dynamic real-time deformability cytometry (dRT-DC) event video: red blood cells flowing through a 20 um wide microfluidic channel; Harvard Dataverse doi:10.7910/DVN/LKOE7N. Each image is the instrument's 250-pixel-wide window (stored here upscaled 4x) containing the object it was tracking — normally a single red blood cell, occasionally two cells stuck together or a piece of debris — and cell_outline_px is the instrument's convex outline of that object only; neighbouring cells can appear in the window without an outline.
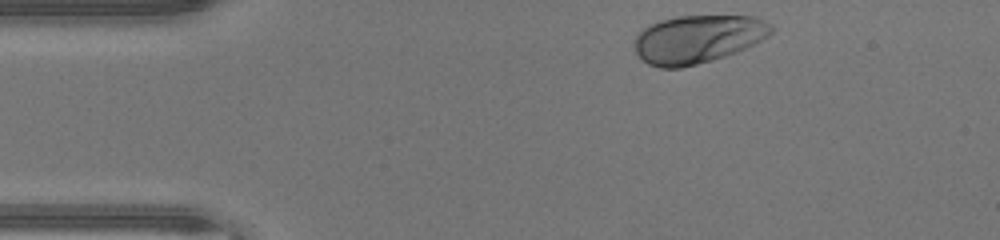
{"species": "human", "species_latin": "Homo sapiens", "temperature_condition": "warm", "stored_images_in_passage": 32, "camera_frame_rate_fps": 3000, "um_per_image_px": 0.085, "donor": {"sex": "male"}, "frame": {"image": 1, "passage_image": 1, "time_ms": 0.0, "image_size_px": [1000, 240], "cell_outline_px": [[776, 28], [768, 36], [736, 52], [712, 60], [680, 68], [660, 68], [648, 64], [636, 52], [636, 36], [644, 28], [660, 20], [676, 16], [756, 16], [772, 24]], "centroid_in_image_um": [59.34, 3.31], "position_along_channel_um": 25.7, "area_um2": 38.09}}
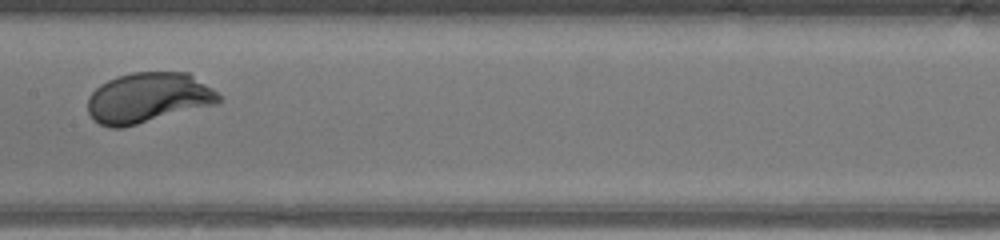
{"frame": {"image": 2, "passage_image": 17, "time_ms": 5.333, "image_size_px": [1000, 240], "cell_outline_px": [[220, 100], [216, 104], [120, 128], [112, 128], [100, 124], [88, 112], [88, 96], [100, 84], [116, 76], [132, 72], [188, 72], [212, 88], [220, 96]], "centroid_in_image_um": [12.57, 8.29], "position_along_channel_um": 194.8, "area_um2": 38.03}}
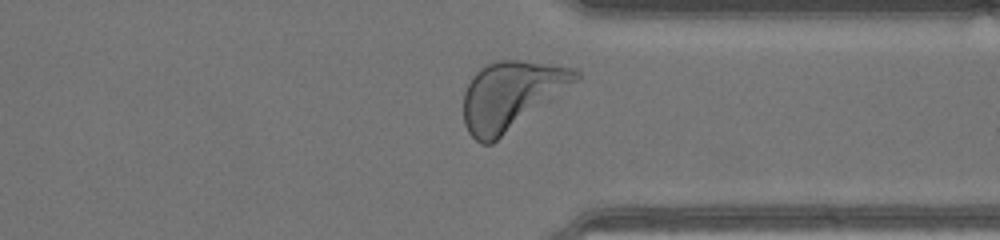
{"frame": {"image": 3, "passage_image": 29, "time_ms": 9.333, "image_size_px": [1000, 240], "cell_outline_px": [[580, 80], [492, 144], [480, 144], [468, 132], [464, 124], [464, 92], [472, 76], [480, 68], [488, 64], [500, 60], [520, 60], [576, 68], [580, 72]], "centroid_in_image_um": [43.46, 8.11], "position_along_channel_um": 367.9, "area_um2": 44.56}, "authors_computed_cell_mechanics": {"area_um2": 38.3214, "velocity_mm_per_s": 4.382, "shape_relaxation_time_tau1_ms": 1.3825, "shape_relaxation_time_tau2_ms": null, "deformation_change_tau1": 0.1433, "deformation_change_tau2": null}}